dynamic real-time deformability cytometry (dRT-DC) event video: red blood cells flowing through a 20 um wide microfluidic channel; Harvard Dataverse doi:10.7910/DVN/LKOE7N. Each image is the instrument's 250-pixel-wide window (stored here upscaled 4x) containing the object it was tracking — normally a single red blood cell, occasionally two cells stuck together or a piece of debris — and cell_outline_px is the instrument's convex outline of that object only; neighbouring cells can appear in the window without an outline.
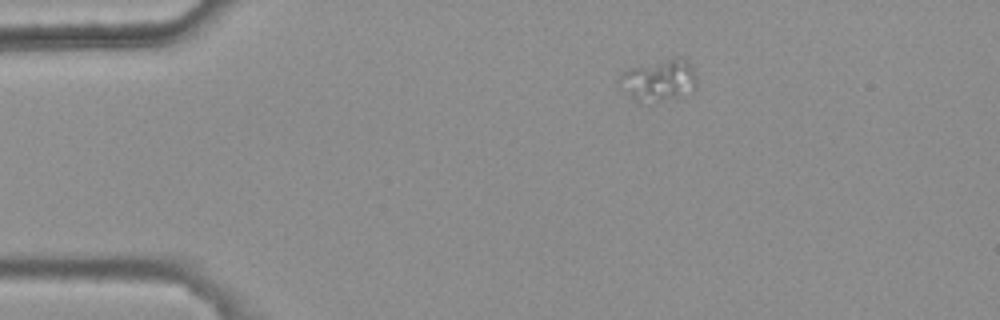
{"species": "common noctule bat (a hibernating species)", "species_latin": "Nyctalus noctula", "temperature_condition": "warm", "stored_images_in_passage": 2, "camera_frame_rate_fps": 3000, "um_per_image_px": 0.085, "animal": {"sex": "female", "body_mass_g": 25.1}, "frame": {"image": 1, "passage_image": 1, "time_ms": 0.0, "image_size_px": [1000, 320], "cell_outline_px": [[696, 88], [676, 96], [660, 100], [656, 100], [632, 96], [620, 76], [628, 68], [668, 56], [684, 56], [688, 60], [696, 76]], "centroid_in_image_um": [56.14, 6.66], "position_along_channel_um": 28.9, "area_um2": 17.8}}